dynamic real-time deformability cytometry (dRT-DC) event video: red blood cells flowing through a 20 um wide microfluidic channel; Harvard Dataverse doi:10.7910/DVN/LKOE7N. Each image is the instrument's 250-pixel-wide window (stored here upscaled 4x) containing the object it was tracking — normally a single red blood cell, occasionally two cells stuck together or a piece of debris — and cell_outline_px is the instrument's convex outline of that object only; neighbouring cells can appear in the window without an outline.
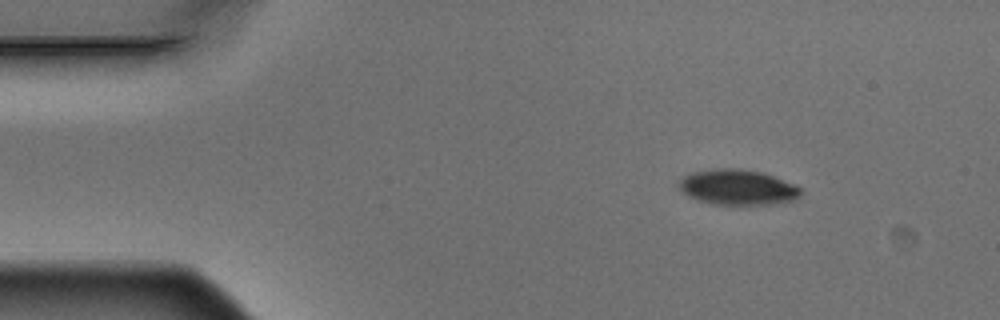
{"species": "Egyptian fruit bat (a non-hibernating species)", "species_latin": "Rousettus aegyptiacus", "temperature_condition": "warm", "stored_images_in_passage": 4, "camera_frame_rate_fps": 3000, "um_per_image_px": 0.085, "animal": {"sex": "male"}, "frame": {"image": 1, "passage_image": 2, "time_ms": 0.333, "image_size_px": [1000, 320], "cell_outline_px": [[804, 192], [800, 196], [792, 200], [780, 204], [712, 204], [688, 196], [680, 188], [680, 180], [684, 176], [692, 172], [712, 168], [740, 168], [764, 172], [792, 184], [800, 188]], "centroid_in_image_um": [62.73, 15.9], "position_along_channel_um": 22.3, "area_um2": 25.09}}
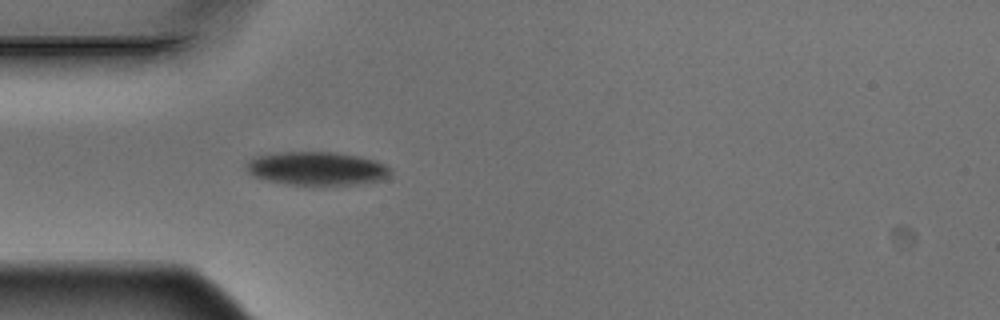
{"frame": {"image": 2, "passage_image": 4, "time_ms": 1.0, "image_size_px": [1000, 320], "cell_outline_px": [[392, 172], [384, 180], [352, 184], [288, 184], [268, 180], [252, 176], [248, 172], [248, 164], [256, 156], [280, 152], [332, 152], [360, 156], [376, 160], [392, 168]], "centroid_in_image_um": [27.0, 14.31], "position_along_channel_um": 58.0, "area_um2": 27.8}}